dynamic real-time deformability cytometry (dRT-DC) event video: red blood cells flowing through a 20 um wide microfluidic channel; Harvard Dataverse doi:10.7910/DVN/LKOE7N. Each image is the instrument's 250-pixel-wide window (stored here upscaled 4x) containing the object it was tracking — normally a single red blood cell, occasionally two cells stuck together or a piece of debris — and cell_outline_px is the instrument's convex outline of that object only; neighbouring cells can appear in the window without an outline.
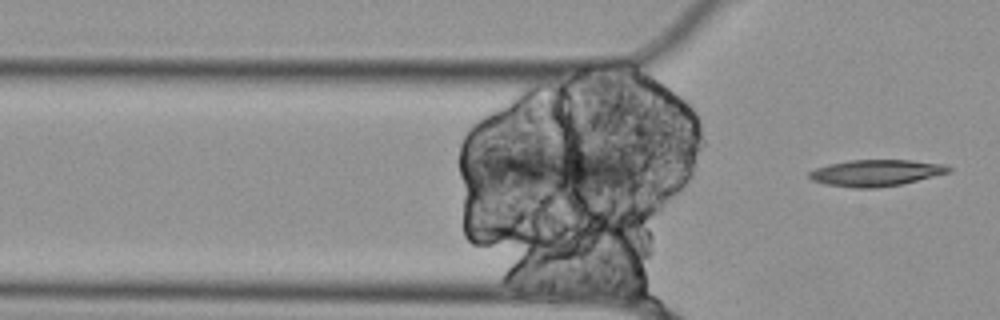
{"species": "Egyptian fruit bat (a non-hibernating species)", "species_latin": "Rousettus aegyptiacus", "temperature_condition": "cold", "stored_images_in_passage": 12, "camera_frame_rate_fps": 3000, "um_per_image_px": 0.085, "animal": {"sex": "female"}, "frame": {"image": 1, "passage_image": 12, "time_ms": 3.667, "image_size_px": [1000, 320], "cell_outline_px": [[952, 168], [948, 172], [900, 184], [876, 188], [852, 188], [824, 184], [812, 180], [808, 176], [808, 172], [816, 168], [828, 164], [848, 160], [912, 160], [944, 164]], "centroid_in_image_um": [74.39, 14.69], "position_along_channel_um": 51.4, "area_um2": 21.39}}